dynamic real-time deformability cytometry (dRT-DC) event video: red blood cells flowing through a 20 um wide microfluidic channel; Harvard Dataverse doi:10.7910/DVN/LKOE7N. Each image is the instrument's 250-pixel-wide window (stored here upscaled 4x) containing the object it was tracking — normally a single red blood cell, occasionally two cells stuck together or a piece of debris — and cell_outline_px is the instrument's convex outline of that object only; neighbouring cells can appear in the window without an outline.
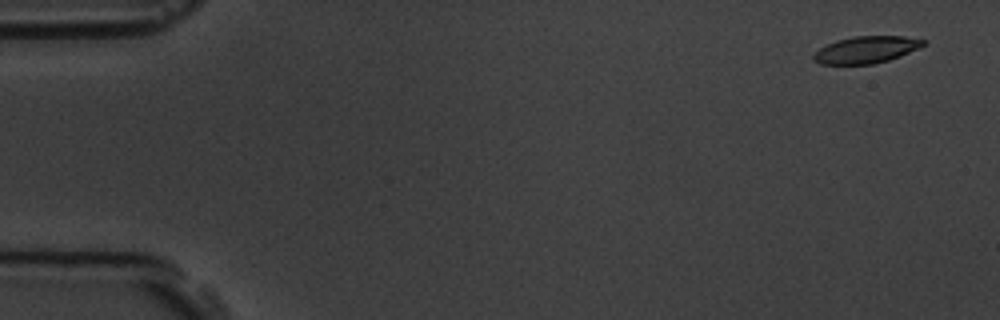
{"species": "common noctule bat (a hibernating species)", "species_latin": "Nyctalus noctula", "temperature_condition": "room temperature", "stored_images_in_passage": 57, "camera_frame_rate_fps": 3000, "um_per_image_px": 0.085, "animal": {"sex": "male", "body_mass_g": 19.5, "forearm_length_mm": 54.6}, "frame": {"image": 1, "passage_image": 3, "time_ms": 0.667, "image_size_px": [1000, 320], "cell_outline_px": [[928, 40], [924, 44], [900, 56], [888, 60], [872, 64], [820, 64], [812, 60], [812, 56], [820, 48], [836, 40], [852, 36], [904, 36]], "centroid_in_image_um": [73.59, 4.22], "position_along_channel_um": 11.4, "area_um2": 17.11}}
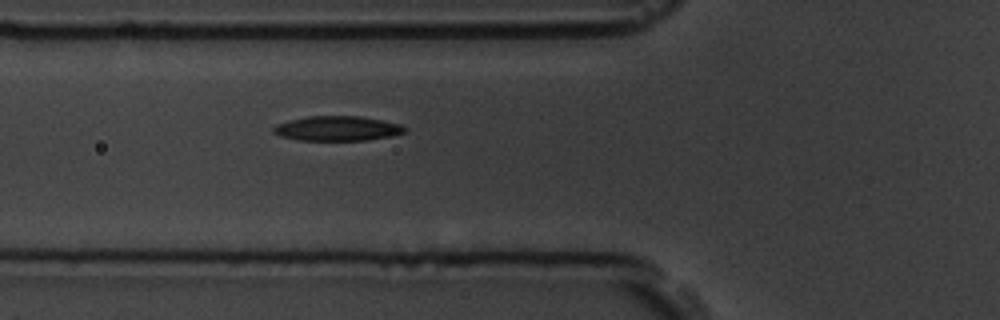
{"frame": {"image": 2, "passage_image": 21, "time_ms": 6.667, "image_size_px": [1000, 320], "cell_outline_px": [[408, 132], [392, 136], [368, 140], [300, 140], [280, 136], [272, 132], [272, 128], [276, 124], [288, 120], [308, 116], [360, 116], [404, 124], [408, 128]], "centroid_in_image_um": [28.73, 10.91], "position_along_channel_um": 97.1, "area_um2": 19.25}}
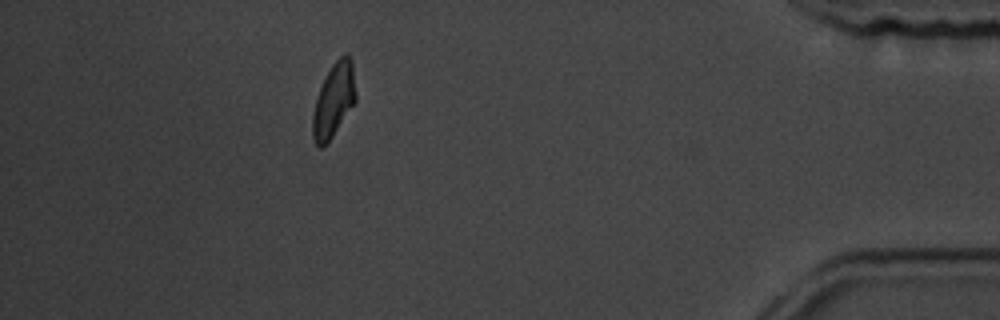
{"frame": {"image": 3, "passage_image": 51, "time_ms": 16.667, "image_size_px": [1000, 320], "cell_outline_px": [[356, 100], [332, 136], [320, 148], [316, 144], [312, 136], [312, 112], [316, 96], [332, 64], [344, 52], [348, 52], [352, 60], [356, 92]], "centroid_in_image_um": [28.37, 8.46], "position_along_channel_um": 406.8, "area_um2": 18.44}, "authors_computed_cell_mechanics": {"area_um2": 18.9584, "velocity_mm_per_s": 3.6101, "shape_relaxation_time_tau1_ms": 3.2529, "shape_relaxation_time_tau2_ms": 2.2482, "deformation_change_tau1": 0.1381, "deformation_change_tau2": 0.0862}}